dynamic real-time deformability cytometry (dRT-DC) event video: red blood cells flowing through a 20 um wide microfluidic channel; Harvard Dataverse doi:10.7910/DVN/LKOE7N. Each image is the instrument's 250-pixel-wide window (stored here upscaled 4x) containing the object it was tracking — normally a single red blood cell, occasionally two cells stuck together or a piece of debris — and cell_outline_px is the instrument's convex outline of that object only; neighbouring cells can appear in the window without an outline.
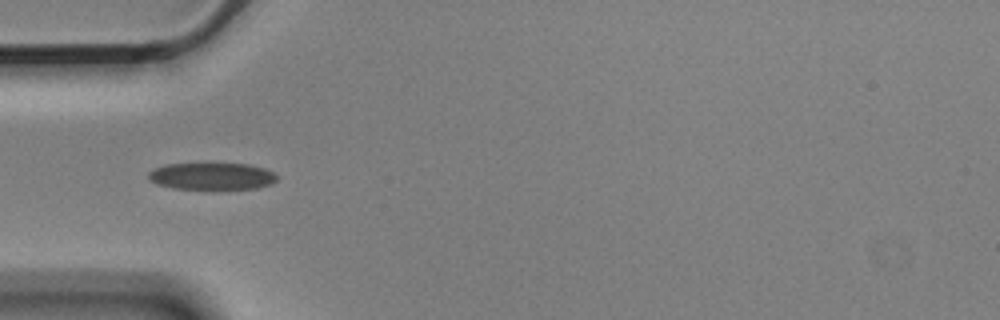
{"species": "Egyptian fruit bat (a non-hibernating species)", "species_latin": "Rousettus aegyptiacus", "temperature_condition": "cold", "stored_images_in_passage": 6, "camera_frame_rate_fps": 3000, "um_per_image_px": 0.085, "animal": {"sex": "male"}, "frame": {"image": 1, "passage_image": 1, "time_ms": 0.0, "image_size_px": [1000, 320], "cell_outline_px": [[276, 180], [272, 184], [256, 188], [172, 188], [156, 184], [148, 180], [148, 172], [152, 168], [164, 164], [248, 164], [264, 168], [272, 172], [276, 176]], "centroid_in_image_um": [17.94, 14.97], "position_along_channel_um": 67.1, "area_um2": 20.0}}
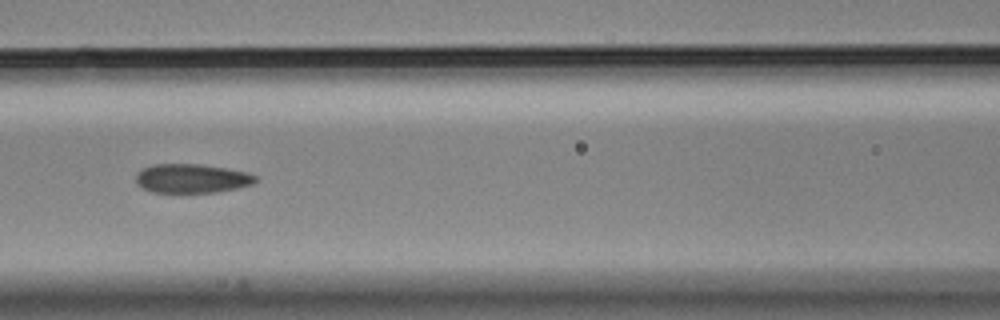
{"frame": {"image": 2, "passage_image": 3, "time_ms": 0.667, "image_size_px": [1000, 320], "cell_outline_px": [[256, 180], [252, 184], [236, 188], [216, 192], [152, 192], [140, 188], [136, 184], [136, 176], [144, 168], [156, 164], [200, 164], [248, 172], [256, 176]], "centroid_in_image_um": [16.28, 15.17], "position_along_channel_um": 150.3, "area_um2": 20.06}}
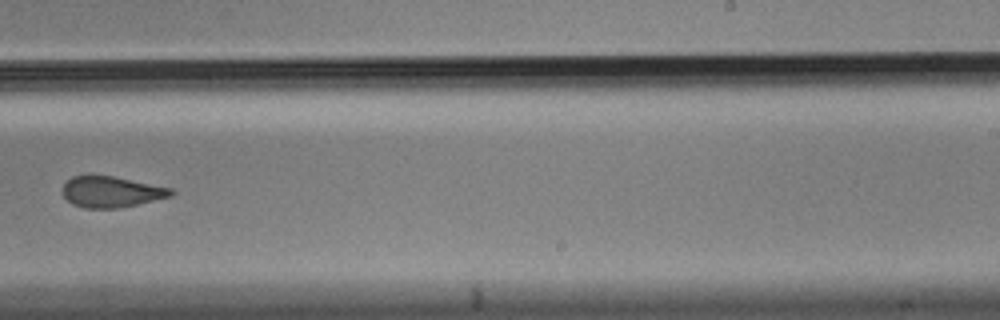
{"frame": {"image": 3, "passage_image": 6, "time_ms": 1.667, "image_size_px": [1000, 320], "cell_outline_px": [[176, 192], [172, 196], [120, 208], [84, 208], [72, 204], [64, 196], [64, 184], [72, 176], [112, 176], [172, 188]], "centroid_in_image_um": [9.49, 16.32], "position_along_channel_um": 279.5, "area_um2": 19.36}}